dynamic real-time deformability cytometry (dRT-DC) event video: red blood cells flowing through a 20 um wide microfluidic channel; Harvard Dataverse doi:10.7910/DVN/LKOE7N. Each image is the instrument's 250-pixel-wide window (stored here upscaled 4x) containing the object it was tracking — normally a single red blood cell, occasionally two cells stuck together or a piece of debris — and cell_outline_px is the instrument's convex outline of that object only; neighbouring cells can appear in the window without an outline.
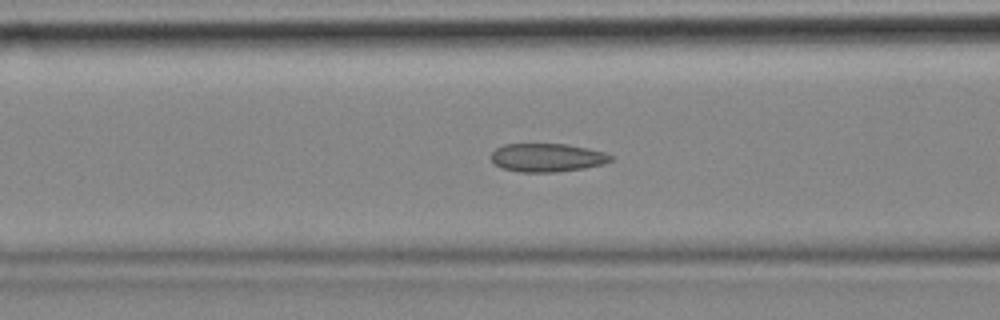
{"species": "common noctule bat (a hibernating species)", "species_latin": "Nyctalus noctula", "temperature_condition": "cold", "stored_images_in_passage": 57, "camera_frame_rate_fps": 3000, "um_per_image_px": 0.085, "animal": {"sex": "female", "body_mass_g": 18.4}, "frame": {"image": 1, "passage_image": 22, "time_ms": 7.0, "image_size_px": [1000, 320], "cell_outline_px": [[612, 160], [604, 164], [584, 168], [556, 172], [520, 172], [500, 168], [492, 160], [492, 152], [496, 148], [504, 144], [568, 144], [588, 148], [604, 152], [612, 156]], "centroid_in_image_um": [46.51, 13.4], "position_along_channel_um": 120.1, "area_um2": 19.83}}
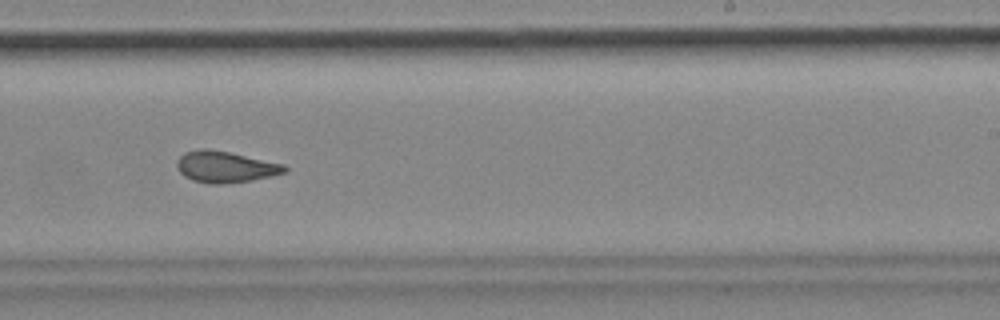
{"frame": {"image": 2, "passage_image": 35, "time_ms": 11.333, "image_size_px": [1000, 320], "cell_outline_px": [[288, 172], [272, 176], [252, 180], [220, 184], [208, 184], [192, 180], [184, 176], [176, 168], [176, 160], [184, 152], [200, 148], [208, 148], [228, 152], [284, 164], [288, 168]], "centroid_in_image_um": [19.13, 14.18], "position_along_channel_um": 269.9, "area_um2": 19.83}}
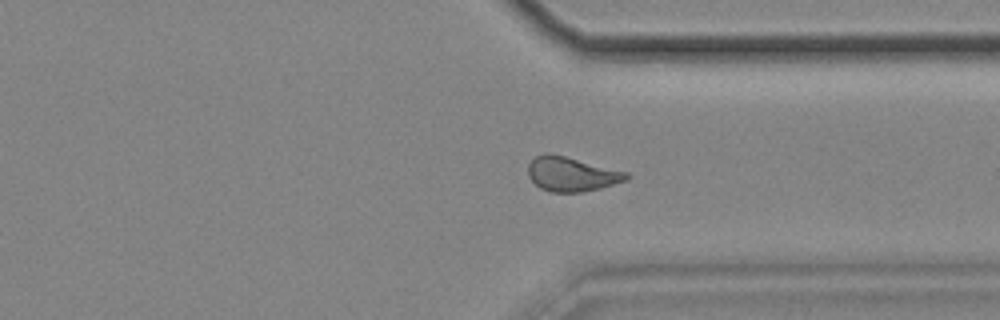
{"frame": {"image": 3, "passage_image": 43, "time_ms": 14.0, "image_size_px": [1000, 320], "cell_outline_px": [[632, 176], [628, 180], [600, 188], [580, 192], [548, 192], [540, 188], [528, 176], [528, 164], [536, 156], [544, 152], [548, 152], [628, 172]], "centroid_in_image_um": [48.59, 14.8], "position_along_channel_um": 362.8, "area_um2": 19.77}, "authors_computed_cell_mechanics": {"area_um2": 19.8254, "velocity_mm_per_s": 3.4625, "shape_relaxation_time_tau1_ms": null, "shape_relaxation_time_tau2_ms": 2.153, "deformation_change_tau1": null, "deformation_change_tau2": 0.0707}}